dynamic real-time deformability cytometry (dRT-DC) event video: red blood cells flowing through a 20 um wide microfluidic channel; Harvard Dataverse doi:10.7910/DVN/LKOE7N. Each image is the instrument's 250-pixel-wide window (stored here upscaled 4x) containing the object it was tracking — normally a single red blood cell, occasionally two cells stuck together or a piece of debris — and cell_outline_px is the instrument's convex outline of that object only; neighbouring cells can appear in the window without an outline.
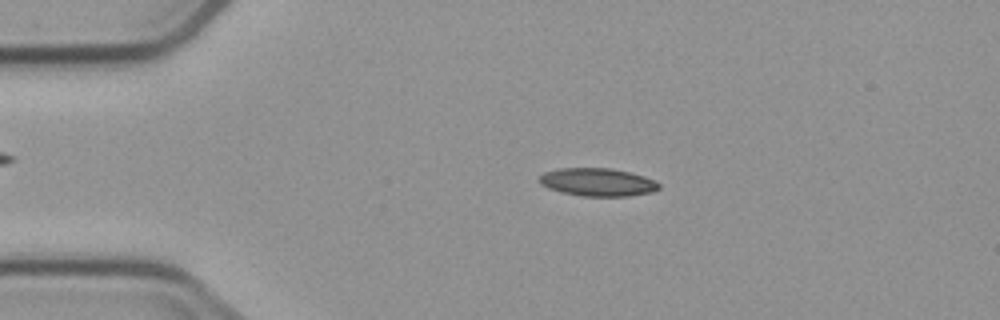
{"species": "common noctule bat (a hibernating species)", "species_latin": "Nyctalus noctula", "temperature_condition": "cold", "stored_images_in_passage": 7, "camera_frame_rate_fps": 3000, "um_per_image_px": 0.085, "animal": {"sex": "male", "body_mass_g": 23.1, "forearm_length_mm": 52.7}, "frame": {"image": 1, "passage_image": 3, "time_ms": 2.333, "image_size_px": [1000, 320], "cell_outline_px": [[660, 188], [652, 192], [628, 196], [580, 196], [560, 192], [548, 188], [540, 184], [536, 180], [544, 172], [556, 168], [612, 168], [644, 176], [660, 184]], "centroid_in_image_um": [50.74, 15.48], "position_along_channel_um": 34.3, "area_um2": 19.65}}
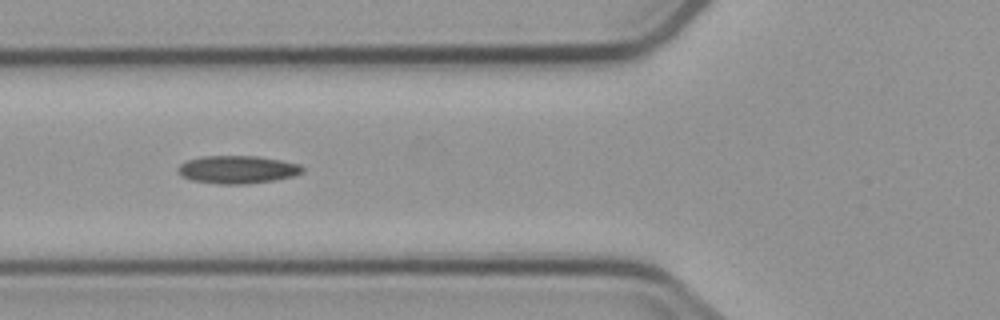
{"frame": {"image": 2, "passage_image": 5, "time_ms": 5.333, "image_size_px": [1000, 320], "cell_outline_px": [[304, 172], [292, 176], [272, 180], [248, 184], [216, 184], [192, 180], [180, 176], [176, 172], [176, 168], [180, 164], [188, 160], [204, 156], [260, 156], [300, 164], [304, 168]], "centroid_in_image_um": [20.15, 14.41], "position_along_channel_um": 105.6, "area_um2": 20.35}}
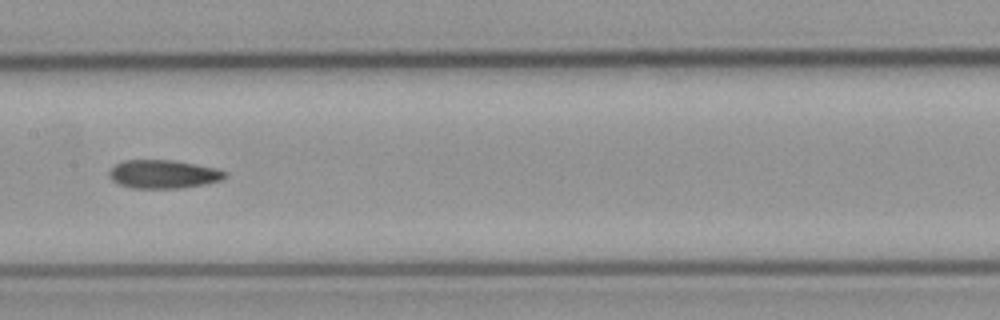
{"frame": {"image": 3, "passage_image": 7, "time_ms": 7.667, "image_size_px": [1000, 320], "cell_outline_px": [[228, 176], [220, 180], [204, 184], [180, 188], [132, 188], [120, 184], [112, 180], [108, 176], [108, 172], [116, 164], [124, 160], [172, 160], [216, 168], [228, 172]], "centroid_in_image_um": [13.89, 14.8], "position_along_channel_um": 193.5, "area_um2": 19.13}}